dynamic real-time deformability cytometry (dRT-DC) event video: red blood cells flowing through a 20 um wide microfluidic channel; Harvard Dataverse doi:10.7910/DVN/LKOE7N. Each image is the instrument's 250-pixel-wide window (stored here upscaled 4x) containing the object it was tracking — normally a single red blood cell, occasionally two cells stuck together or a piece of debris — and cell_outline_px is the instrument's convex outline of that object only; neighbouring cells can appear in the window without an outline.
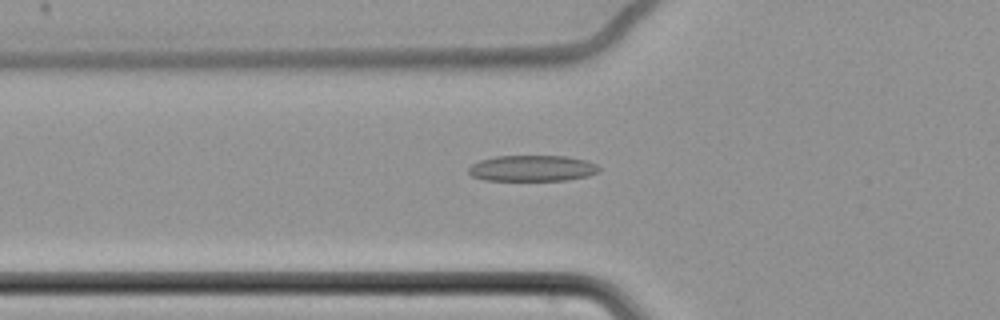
{"species": "common noctule bat (a hibernating species)", "species_latin": "Nyctalus noctula", "temperature_condition": "cold", "stored_images_in_passage": 56, "camera_frame_rate_fps": 3000, "um_per_image_px": 0.085, "animal": {"sex": "female", "body_mass_g": 22.7, "forearm_length_mm": 54.2}, "frame": {"image": 1, "passage_image": 25, "time_ms": 8.0, "image_size_px": [1000, 320], "cell_outline_px": [[600, 172], [588, 176], [564, 180], [484, 180], [472, 176], [468, 172], [468, 168], [472, 164], [480, 160], [496, 156], [564, 156], [588, 160], [596, 164], [600, 168]], "centroid_in_image_um": [45.26, 14.3], "position_along_channel_um": 80.5, "area_um2": 19.83}}
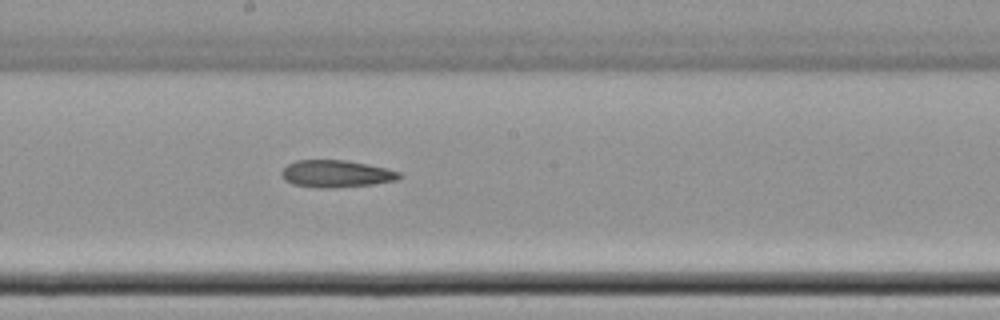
{"frame": {"image": 2, "passage_image": 37, "time_ms": 12.0, "image_size_px": [1000, 320], "cell_outline_px": [[400, 176], [396, 180], [372, 184], [332, 188], [316, 188], [292, 184], [284, 180], [280, 172], [288, 164], [296, 160], [348, 160], [368, 164], [400, 172]], "centroid_in_image_um": [28.52, 14.77], "position_along_channel_um": 219.7, "area_um2": 18.61}}
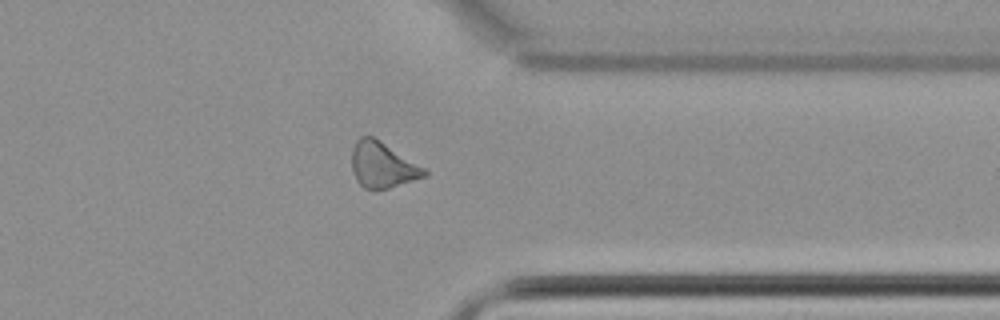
{"frame": {"image": 3, "passage_image": 51, "time_ms": 16.667, "image_size_px": [1000, 320], "cell_outline_px": [[428, 176], [388, 188], [364, 188], [356, 180], [352, 168], [352, 148], [356, 140], [360, 136], [372, 136], [424, 168], [428, 172]], "centroid_in_image_um": [32.49, 14.02], "position_along_channel_um": 378.9, "area_um2": 18.9}}